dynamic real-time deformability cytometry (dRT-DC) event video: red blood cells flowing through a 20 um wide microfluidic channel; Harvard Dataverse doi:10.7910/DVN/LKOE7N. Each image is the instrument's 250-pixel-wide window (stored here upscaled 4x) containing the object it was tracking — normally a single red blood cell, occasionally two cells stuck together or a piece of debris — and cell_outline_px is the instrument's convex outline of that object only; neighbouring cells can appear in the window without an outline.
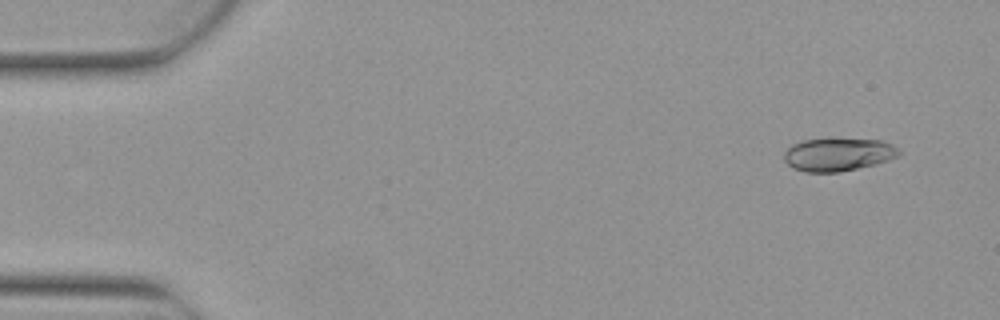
{"species": "Egyptian fruit bat (a non-hibernating species)", "species_latin": "Rousettus aegyptiacus", "temperature_condition": "warm", "stored_images_in_passage": 4, "camera_frame_rate_fps": 3000, "um_per_image_px": 0.085, "animal": {"sex": "female"}, "frame": {"image": 1, "passage_image": 1, "time_ms": 0.0, "image_size_px": [1000, 320], "cell_outline_px": [[900, 156], [876, 164], [840, 172], [804, 172], [792, 168], [784, 160], [784, 152], [792, 144], [804, 140], [880, 140], [892, 144], [900, 152]], "centroid_in_image_um": [71.23, 13.16], "position_along_channel_um": 13.8, "area_um2": 21.79}}
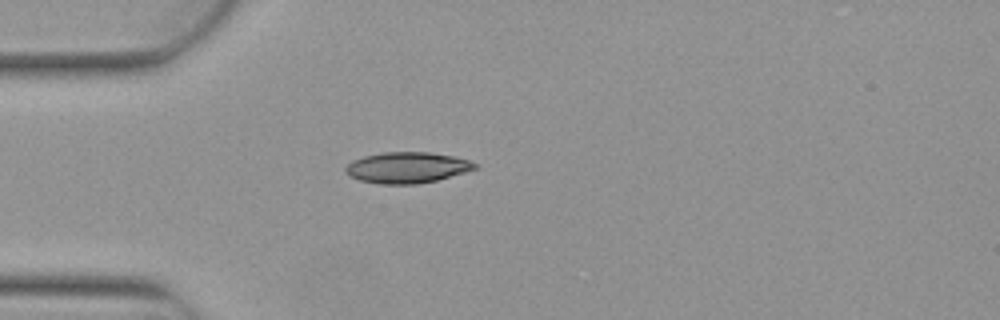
{"frame": {"image": 2, "passage_image": 4, "time_ms": 1.0, "image_size_px": [1000, 320], "cell_outline_px": [[480, 168], [436, 180], [416, 184], [380, 184], [360, 180], [348, 176], [344, 172], [344, 168], [352, 160], [364, 156], [384, 152], [432, 152], [452, 156], [468, 160], [480, 164]], "centroid_in_image_um": [34.6, 14.24], "position_along_channel_um": 50.4, "area_um2": 23.52}}